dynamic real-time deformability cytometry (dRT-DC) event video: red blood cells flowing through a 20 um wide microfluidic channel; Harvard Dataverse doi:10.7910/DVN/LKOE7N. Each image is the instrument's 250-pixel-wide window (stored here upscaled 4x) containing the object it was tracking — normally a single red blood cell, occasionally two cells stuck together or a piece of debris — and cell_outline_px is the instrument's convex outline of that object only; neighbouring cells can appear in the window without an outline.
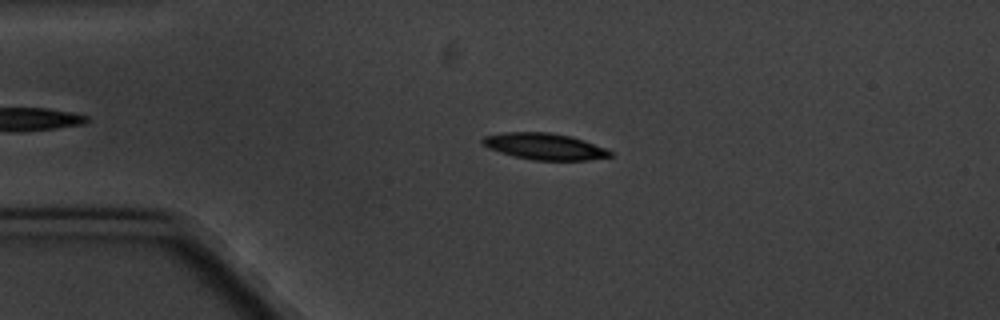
{"species": "common noctule bat (a hibernating species)", "species_latin": "Nyctalus noctula", "temperature_condition": "cold", "stored_images_in_passage": 4, "camera_frame_rate_fps": 3000, "um_per_image_px": 0.085, "animal": {"sex": "male", "body_mass_g": 20.1, "forearm_length_mm": 53.5}, "frame": {"image": 1, "passage_image": 3, "time_ms": 3.333, "image_size_px": [1000, 320], "cell_outline_px": [[612, 156], [588, 160], [532, 160], [500, 152], [488, 148], [480, 140], [484, 136], [504, 132], [548, 132], [572, 136], [584, 140], [604, 148], [612, 152]], "centroid_in_image_um": [46.28, 12.44], "position_along_channel_um": 38.7, "area_um2": 19.54}}